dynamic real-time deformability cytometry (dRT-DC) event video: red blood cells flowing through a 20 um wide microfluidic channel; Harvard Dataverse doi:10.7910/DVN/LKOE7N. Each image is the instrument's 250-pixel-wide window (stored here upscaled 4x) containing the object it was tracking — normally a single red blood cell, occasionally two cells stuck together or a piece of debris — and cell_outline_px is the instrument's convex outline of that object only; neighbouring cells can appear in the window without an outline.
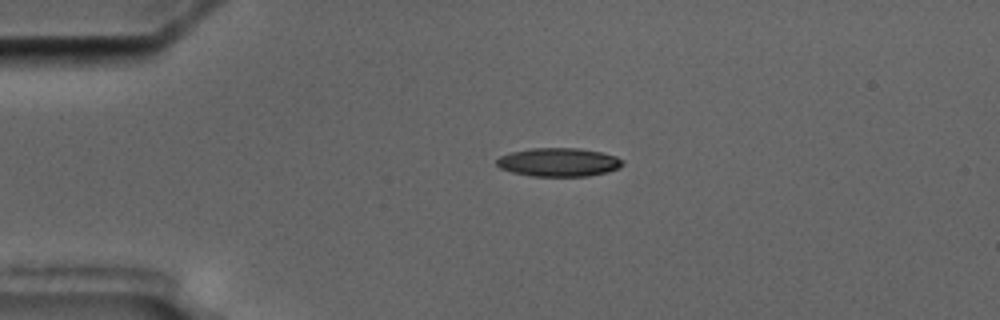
{"species": "common noctule bat (a hibernating species)", "species_latin": "Nyctalus noctula", "temperature_condition": "cold", "stored_images_in_passage": 2, "camera_frame_rate_fps": 3000, "um_per_image_px": 0.085, "animal": {"sex": "male", "body_mass_g": 17.5, "forearm_length_mm": 52.3}, "frame": {"image": 1, "passage_image": 1, "time_ms": 0.0, "image_size_px": [1000, 320], "cell_outline_px": [[624, 164], [620, 168], [608, 172], [588, 176], [532, 176], [512, 172], [500, 168], [496, 164], [496, 160], [500, 156], [512, 152], [532, 148], [580, 148], [600, 152], [616, 156], [624, 160]], "centroid_in_image_um": [47.52, 13.79], "position_along_channel_um": 37.5, "area_um2": 21.04}}